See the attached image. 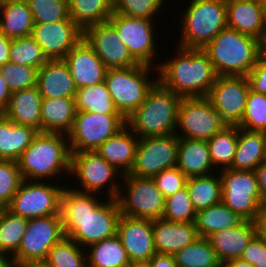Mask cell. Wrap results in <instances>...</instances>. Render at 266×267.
I'll list each match as a JSON object with an SVG mask.
<instances>
[{
	"mask_svg": "<svg viewBox=\"0 0 266 267\" xmlns=\"http://www.w3.org/2000/svg\"><path fill=\"white\" fill-rule=\"evenodd\" d=\"M138 142L139 138L125 125L100 145L95 152L125 175L129 173L134 164Z\"/></svg>",
	"mask_w": 266,
	"mask_h": 267,
	"instance_id": "cell-26",
	"label": "cell"
},
{
	"mask_svg": "<svg viewBox=\"0 0 266 267\" xmlns=\"http://www.w3.org/2000/svg\"><path fill=\"white\" fill-rule=\"evenodd\" d=\"M214 174L187 179L186 186L197 212L222 201L220 174Z\"/></svg>",
	"mask_w": 266,
	"mask_h": 267,
	"instance_id": "cell-37",
	"label": "cell"
},
{
	"mask_svg": "<svg viewBox=\"0 0 266 267\" xmlns=\"http://www.w3.org/2000/svg\"><path fill=\"white\" fill-rule=\"evenodd\" d=\"M187 5L176 46L203 49L227 27L226 0H190Z\"/></svg>",
	"mask_w": 266,
	"mask_h": 267,
	"instance_id": "cell-6",
	"label": "cell"
},
{
	"mask_svg": "<svg viewBox=\"0 0 266 267\" xmlns=\"http://www.w3.org/2000/svg\"><path fill=\"white\" fill-rule=\"evenodd\" d=\"M179 142L176 134L139 138L134 164L125 175L152 178L165 169L176 167Z\"/></svg>",
	"mask_w": 266,
	"mask_h": 267,
	"instance_id": "cell-15",
	"label": "cell"
},
{
	"mask_svg": "<svg viewBox=\"0 0 266 267\" xmlns=\"http://www.w3.org/2000/svg\"><path fill=\"white\" fill-rule=\"evenodd\" d=\"M166 0H114L113 13L133 18H157Z\"/></svg>",
	"mask_w": 266,
	"mask_h": 267,
	"instance_id": "cell-47",
	"label": "cell"
},
{
	"mask_svg": "<svg viewBox=\"0 0 266 267\" xmlns=\"http://www.w3.org/2000/svg\"><path fill=\"white\" fill-rule=\"evenodd\" d=\"M116 235L131 263L148 262L156 253L152 220L121 215Z\"/></svg>",
	"mask_w": 266,
	"mask_h": 267,
	"instance_id": "cell-20",
	"label": "cell"
},
{
	"mask_svg": "<svg viewBox=\"0 0 266 267\" xmlns=\"http://www.w3.org/2000/svg\"><path fill=\"white\" fill-rule=\"evenodd\" d=\"M262 55L266 58V36L265 39L262 41Z\"/></svg>",
	"mask_w": 266,
	"mask_h": 267,
	"instance_id": "cell-61",
	"label": "cell"
},
{
	"mask_svg": "<svg viewBox=\"0 0 266 267\" xmlns=\"http://www.w3.org/2000/svg\"><path fill=\"white\" fill-rule=\"evenodd\" d=\"M42 96L37 86L12 92L5 117L13 123L31 126L42 132Z\"/></svg>",
	"mask_w": 266,
	"mask_h": 267,
	"instance_id": "cell-27",
	"label": "cell"
},
{
	"mask_svg": "<svg viewBox=\"0 0 266 267\" xmlns=\"http://www.w3.org/2000/svg\"><path fill=\"white\" fill-rule=\"evenodd\" d=\"M175 49V57L156 64L158 81L182 98L207 97L218 76L208 54L200 48Z\"/></svg>",
	"mask_w": 266,
	"mask_h": 267,
	"instance_id": "cell-2",
	"label": "cell"
},
{
	"mask_svg": "<svg viewBox=\"0 0 266 267\" xmlns=\"http://www.w3.org/2000/svg\"><path fill=\"white\" fill-rule=\"evenodd\" d=\"M34 23H53L69 18L68 0H26Z\"/></svg>",
	"mask_w": 266,
	"mask_h": 267,
	"instance_id": "cell-45",
	"label": "cell"
},
{
	"mask_svg": "<svg viewBox=\"0 0 266 267\" xmlns=\"http://www.w3.org/2000/svg\"><path fill=\"white\" fill-rule=\"evenodd\" d=\"M237 139L238 126L226 125L217 134L207 140L210 158L217 171L231 167L236 153Z\"/></svg>",
	"mask_w": 266,
	"mask_h": 267,
	"instance_id": "cell-38",
	"label": "cell"
},
{
	"mask_svg": "<svg viewBox=\"0 0 266 267\" xmlns=\"http://www.w3.org/2000/svg\"><path fill=\"white\" fill-rule=\"evenodd\" d=\"M74 99L77 112H91L100 115H121L116 109L112 96L104 82L78 88Z\"/></svg>",
	"mask_w": 266,
	"mask_h": 267,
	"instance_id": "cell-36",
	"label": "cell"
},
{
	"mask_svg": "<svg viewBox=\"0 0 266 267\" xmlns=\"http://www.w3.org/2000/svg\"><path fill=\"white\" fill-rule=\"evenodd\" d=\"M121 180L124 186L121 183L117 197L121 215L150 220L162 218L165 198L152 178L123 175Z\"/></svg>",
	"mask_w": 266,
	"mask_h": 267,
	"instance_id": "cell-9",
	"label": "cell"
},
{
	"mask_svg": "<svg viewBox=\"0 0 266 267\" xmlns=\"http://www.w3.org/2000/svg\"><path fill=\"white\" fill-rule=\"evenodd\" d=\"M31 10L24 0H4L0 32L11 39L30 36L34 27Z\"/></svg>",
	"mask_w": 266,
	"mask_h": 267,
	"instance_id": "cell-32",
	"label": "cell"
},
{
	"mask_svg": "<svg viewBox=\"0 0 266 267\" xmlns=\"http://www.w3.org/2000/svg\"><path fill=\"white\" fill-rule=\"evenodd\" d=\"M15 260L12 256L0 254V267H13Z\"/></svg>",
	"mask_w": 266,
	"mask_h": 267,
	"instance_id": "cell-58",
	"label": "cell"
},
{
	"mask_svg": "<svg viewBox=\"0 0 266 267\" xmlns=\"http://www.w3.org/2000/svg\"><path fill=\"white\" fill-rule=\"evenodd\" d=\"M83 39L95 51L107 69L139 65L122 43L116 29L108 21L85 29Z\"/></svg>",
	"mask_w": 266,
	"mask_h": 267,
	"instance_id": "cell-19",
	"label": "cell"
},
{
	"mask_svg": "<svg viewBox=\"0 0 266 267\" xmlns=\"http://www.w3.org/2000/svg\"><path fill=\"white\" fill-rule=\"evenodd\" d=\"M128 267H150L148 262L131 263Z\"/></svg>",
	"mask_w": 266,
	"mask_h": 267,
	"instance_id": "cell-60",
	"label": "cell"
},
{
	"mask_svg": "<svg viewBox=\"0 0 266 267\" xmlns=\"http://www.w3.org/2000/svg\"><path fill=\"white\" fill-rule=\"evenodd\" d=\"M12 39L0 32V67L9 62Z\"/></svg>",
	"mask_w": 266,
	"mask_h": 267,
	"instance_id": "cell-55",
	"label": "cell"
},
{
	"mask_svg": "<svg viewBox=\"0 0 266 267\" xmlns=\"http://www.w3.org/2000/svg\"><path fill=\"white\" fill-rule=\"evenodd\" d=\"M38 70L33 67L7 62L0 67V75L11 92L36 86Z\"/></svg>",
	"mask_w": 266,
	"mask_h": 267,
	"instance_id": "cell-46",
	"label": "cell"
},
{
	"mask_svg": "<svg viewBox=\"0 0 266 267\" xmlns=\"http://www.w3.org/2000/svg\"><path fill=\"white\" fill-rule=\"evenodd\" d=\"M255 235L254 221L244 220L234 228L215 231L207 239L219 260L225 263L229 260L240 258L244 249Z\"/></svg>",
	"mask_w": 266,
	"mask_h": 267,
	"instance_id": "cell-25",
	"label": "cell"
},
{
	"mask_svg": "<svg viewBox=\"0 0 266 267\" xmlns=\"http://www.w3.org/2000/svg\"><path fill=\"white\" fill-rule=\"evenodd\" d=\"M43 181L23 180L6 208L28 220L60 213L64 186Z\"/></svg>",
	"mask_w": 266,
	"mask_h": 267,
	"instance_id": "cell-12",
	"label": "cell"
},
{
	"mask_svg": "<svg viewBox=\"0 0 266 267\" xmlns=\"http://www.w3.org/2000/svg\"><path fill=\"white\" fill-rule=\"evenodd\" d=\"M157 188L162 192L164 198L173 195L177 191L186 187L187 177L176 166L165 169L152 177Z\"/></svg>",
	"mask_w": 266,
	"mask_h": 267,
	"instance_id": "cell-49",
	"label": "cell"
},
{
	"mask_svg": "<svg viewBox=\"0 0 266 267\" xmlns=\"http://www.w3.org/2000/svg\"><path fill=\"white\" fill-rule=\"evenodd\" d=\"M86 251L87 267H128L131 261L119 237L103 239L88 246Z\"/></svg>",
	"mask_w": 266,
	"mask_h": 267,
	"instance_id": "cell-34",
	"label": "cell"
},
{
	"mask_svg": "<svg viewBox=\"0 0 266 267\" xmlns=\"http://www.w3.org/2000/svg\"><path fill=\"white\" fill-rule=\"evenodd\" d=\"M153 69L158 71L144 64L107 69L104 83L116 109L125 119L144 102L147 93L158 81V77H150Z\"/></svg>",
	"mask_w": 266,
	"mask_h": 267,
	"instance_id": "cell-7",
	"label": "cell"
},
{
	"mask_svg": "<svg viewBox=\"0 0 266 267\" xmlns=\"http://www.w3.org/2000/svg\"><path fill=\"white\" fill-rule=\"evenodd\" d=\"M68 6L70 18L84 31L108 21L114 0H68Z\"/></svg>",
	"mask_w": 266,
	"mask_h": 267,
	"instance_id": "cell-35",
	"label": "cell"
},
{
	"mask_svg": "<svg viewBox=\"0 0 266 267\" xmlns=\"http://www.w3.org/2000/svg\"><path fill=\"white\" fill-rule=\"evenodd\" d=\"M196 214L187 186L165 198L162 219L177 223L195 222Z\"/></svg>",
	"mask_w": 266,
	"mask_h": 267,
	"instance_id": "cell-43",
	"label": "cell"
},
{
	"mask_svg": "<svg viewBox=\"0 0 266 267\" xmlns=\"http://www.w3.org/2000/svg\"><path fill=\"white\" fill-rule=\"evenodd\" d=\"M5 116V107L0 103V117Z\"/></svg>",
	"mask_w": 266,
	"mask_h": 267,
	"instance_id": "cell-62",
	"label": "cell"
},
{
	"mask_svg": "<svg viewBox=\"0 0 266 267\" xmlns=\"http://www.w3.org/2000/svg\"><path fill=\"white\" fill-rule=\"evenodd\" d=\"M250 90L266 94V58L261 55L257 60L256 65L246 75Z\"/></svg>",
	"mask_w": 266,
	"mask_h": 267,
	"instance_id": "cell-51",
	"label": "cell"
},
{
	"mask_svg": "<svg viewBox=\"0 0 266 267\" xmlns=\"http://www.w3.org/2000/svg\"><path fill=\"white\" fill-rule=\"evenodd\" d=\"M12 92L10 91L6 81L0 75V103L6 108Z\"/></svg>",
	"mask_w": 266,
	"mask_h": 267,
	"instance_id": "cell-56",
	"label": "cell"
},
{
	"mask_svg": "<svg viewBox=\"0 0 266 267\" xmlns=\"http://www.w3.org/2000/svg\"><path fill=\"white\" fill-rule=\"evenodd\" d=\"M36 86L43 99L75 98L77 92L64 59L48 60L37 72Z\"/></svg>",
	"mask_w": 266,
	"mask_h": 267,
	"instance_id": "cell-24",
	"label": "cell"
},
{
	"mask_svg": "<svg viewBox=\"0 0 266 267\" xmlns=\"http://www.w3.org/2000/svg\"><path fill=\"white\" fill-rule=\"evenodd\" d=\"M266 159V133L238 127L237 148L230 169L254 171Z\"/></svg>",
	"mask_w": 266,
	"mask_h": 267,
	"instance_id": "cell-29",
	"label": "cell"
},
{
	"mask_svg": "<svg viewBox=\"0 0 266 267\" xmlns=\"http://www.w3.org/2000/svg\"><path fill=\"white\" fill-rule=\"evenodd\" d=\"M203 50L218 76H246L262 55V41L225 27Z\"/></svg>",
	"mask_w": 266,
	"mask_h": 267,
	"instance_id": "cell-4",
	"label": "cell"
},
{
	"mask_svg": "<svg viewBox=\"0 0 266 267\" xmlns=\"http://www.w3.org/2000/svg\"><path fill=\"white\" fill-rule=\"evenodd\" d=\"M156 253L174 255L199 238L195 222L152 220Z\"/></svg>",
	"mask_w": 266,
	"mask_h": 267,
	"instance_id": "cell-23",
	"label": "cell"
},
{
	"mask_svg": "<svg viewBox=\"0 0 266 267\" xmlns=\"http://www.w3.org/2000/svg\"><path fill=\"white\" fill-rule=\"evenodd\" d=\"M258 190L261 197L266 201V159L255 168Z\"/></svg>",
	"mask_w": 266,
	"mask_h": 267,
	"instance_id": "cell-53",
	"label": "cell"
},
{
	"mask_svg": "<svg viewBox=\"0 0 266 267\" xmlns=\"http://www.w3.org/2000/svg\"><path fill=\"white\" fill-rule=\"evenodd\" d=\"M222 267H254V266L251 263L243 261L241 258H238L222 263Z\"/></svg>",
	"mask_w": 266,
	"mask_h": 267,
	"instance_id": "cell-57",
	"label": "cell"
},
{
	"mask_svg": "<svg viewBox=\"0 0 266 267\" xmlns=\"http://www.w3.org/2000/svg\"><path fill=\"white\" fill-rule=\"evenodd\" d=\"M227 27L261 41L266 36L263 0H226Z\"/></svg>",
	"mask_w": 266,
	"mask_h": 267,
	"instance_id": "cell-21",
	"label": "cell"
},
{
	"mask_svg": "<svg viewBox=\"0 0 266 267\" xmlns=\"http://www.w3.org/2000/svg\"><path fill=\"white\" fill-rule=\"evenodd\" d=\"M85 251L73 239L64 236L53 245L43 263L47 267H87Z\"/></svg>",
	"mask_w": 266,
	"mask_h": 267,
	"instance_id": "cell-41",
	"label": "cell"
},
{
	"mask_svg": "<svg viewBox=\"0 0 266 267\" xmlns=\"http://www.w3.org/2000/svg\"><path fill=\"white\" fill-rule=\"evenodd\" d=\"M37 133L31 126L0 117V160L18 161Z\"/></svg>",
	"mask_w": 266,
	"mask_h": 267,
	"instance_id": "cell-30",
	"label": "cell"
},
{
	"mask_svg": "<svg viewBox=\"0 0 266 267\" xmlns=\"http://www.w3.org/2000/svg\"><path fill=\"white\" fill-rule=\"evenodd\" d=\"M225 126L207 97L182 98L176 127L179 138L207 141Z\"/></svg>",
	"mask_w": 266,
	"mask_h": 267,
	"instance_id": "cell-14",
	"label": "cell"
},
{
	"mask_svg": "<svg viewBox=\"0 0 266 267\" xmlns=\"http://www.w3.org/2000/svg\"><path fill=\"white\" fill-rule=\"evenodd\" d=\"M240 258L251 263L254 267H266V243L255 235Z\"/></svg>",
	"mask_w": 266,
	"mask_h": 267,
	"instance_id": "cell-50",
	"label": "cell"
},
{
	"mask_svg": "<svg viewBox=\"0 0 266 267\" xmlns=\"http://www.w3.org/2000/svg\"><path fill=\"white\" fill-rule=\"evenodd\" d=\"M74 98L43 99L41 104L42 132L68 134L76 115Z\"/></svg>",
	"mask_w": 266,
	"mask_h": 267,
	"instance_id": "cell-31",
	"label": "cell"
},
{
	"mask_svg": "<svg viewBox=\"0 0 266 267\" xmlns=\"http://www.w3.org/2000/svg\"><path fill=\"white\" fill-rule=\"evenodd\" d=\"M17 162L23 179L28 181L59 179L64 172L70 174L71 152L67 135L38 132Z\"/></svg>",
	"mask_w": 266,
	"mask_h": 267,
	"instance_id": "cell-3",
	"label": "cell"
},
{
	"mask_svg": "<svg viewBox=\"0 0 266 267\" xmlns=\"http://www.w3.org/2000/svg\"><path fill=\"white\" fill-rule=\"evenodd\" d=\"M256 235L266 243V204L261 208L260 212L254 220Z\"/></svg>",
	"mask_w": 266,
	"mask_h": 267,
	"instance_id": "cell-54",
	"label": "cell"
},
{
	"mask_svg": "<svg viewBox=\"0 0 266 267\" xmlns=\"http://www.w3.org/2000/svg\"><path fill=\"white\" fill-rule=\"evenodd\" d=\"M108 22L116 29L122 43L139 64L157 68L153 60L157 57L156 52L159 53L156 51L158 44L155 41L157 37L153 19L133 18L112 12Z\"/></svg>",
	"mask_w": 266,
	"mask_h": 267,
	"instance_id": "cell-13",
	"label": "cell"
},
{
	"mask_svg": "<svg viewBox=\"0 0 266 267\" xmlns=\"http://www.w3.org/2000/svg\"><path fill=\"white\" fill-rule=\"evenodd\" d=\"M64 60L77 89L104 82L107 68L84 39L66 55Z\"/></svg>",
	"mask_w": 266,
	"mask_h": 267,
	"instance_id": "cell-22",
	"label": "cell"
},
{
	"mask_svg": "<svg viewBox=\"0 0 266 267\" xmlns=\"http://www.w3.org/2000/svg\"><path fill=\"white\" fill-rule=\"evenodd\" d=\"M13 267H47L43 262H17L15 261Z\"/></svg>",
	"mask_w": 266,
	"mask_h": 267,
	"instance_id": "cell-59",
	"label": "cell"
},
{
	"mask_svg": "<svg viewBox=\"0 0 266 267\" xmlns=\"http://www.w3.org/2000/svg\"><path fill=\"white\" fill-rule=\"evenodd\" d=\"M181 100L157 81L144 102L126 119V125L138 138L176 134Z\"/></svg>",
	"mask_w": 266,
	"mask_h": 267,
	"instance_id": "cell-5",
	"label": "cell"
},
{
	"mask_svg": "<svg viewBox=\"0 0 266 267\" xmlns=\"http://www.w3.org/2000/svg\"><path fill=\"white\" fill-rule=\"evenodd\" d=\"M95 195L72 189L71 186H64L61 194L60 213L64 234L84 249L116 235L121 216L117 199L99 201V195Z\"/></svg>",
	"mask_w": 266,
	"mask_h": 267,
	"instance_id": "cell-1",
	"label": "cell"
},
{
	"mask_svg": "<svg viewBox=\"0 0 266 267\" xmlns=\"http://www.w3.org/2000/svg\"><path fill=\"white\" fill-rule=\"evenodd\" d=\"M3 3H4V0H0V14H1V11H2Z\"/></svg>",
	"mask_w": 266,
	"mask_h": 267,
	"instance_id": "cell-64",
	"label": "cell"
},
{
	"mask_svg": "<svg viewBox=\"0 0 266 267\" xmlns=\"http://www.w3.org/2000/svg\"><path fill=\"white\" fill-rule=\"evenodd\" d=\"M264 14H265V26H266V0H264Z\"/></svg>",
	"mask_w": 266,
	"mask_h": 267,
	"instance_id": "cell-63",
	"label": "cell"
},
{
	"mask_svg": "<svg viewBox=\"0 0 266 267\" xmlns=\"http://www.w3.org/2000/svg\"><path fill=\"white\" fill-rule=\"evenodd\" d=\"M31 36L48 60L64 59L83 39V30L69 17L53 23H35Z\"/></svg>",
	"mask_w": 266,
	"mask_h": 267,
	"instance_id": "cell-18",
	"label": "cell"
},
{
	"mask_svg": "<svg viewBox=\"0 0 266 267\" xmlns=\"http://www.w3.org/2000/svg\"><path fill=\"white\" fill-rule=\"evenodd\" d=\"M249 90L246 76H217L207 98L226 125H238L243 118Z\"/></svg>",
	"mask_w": 266,
	"mask_h": 267,
	"instance_id": "cell-17",
	"label": "cell"
},
{
	"mask_svg": "<svg viewBox=\"0 0 266 267\" xmlns=\"http://www.w3.org/2000/svg\"><path fill=\"white\" fill-rule=\"evenodd\" d=\"M177 167L187 178L206 176L217 172L212 164L206 140L180 138Z\"/></svg>",
	"mask_w": 266,
	"mask_h": 267,
	"instance_id": "cell-28",
	"label": "cell"
},
{
	"mask_svg": "<svg viewBox=\"0 0 266 267\" xmlns=\"http://www.w3.org/2000/svg\"><path fill=\"white\" fill-rule=\"evenodd\" d=\"M17 161L0 160V205L6 207L23 182Z\"/></svg>",
	"mask_w": 266,
	"mask_h": 267,
	"instance_id": "cell-48",
	"label": "cell"
},
{
	"mask_svg": "<svg viewBox=\"0 0 266 267\" xmlns=\"http://www.w3.org/2000/svg\"><path fill=\"white\" fill-rule=\"evenodd\" d=\"M222 202L243 219L254 221L266 201L261 197L255 171L223 169L219 172Z\"/></svg>",
	"mask_w": 266,
	"mask_h": 267,
	"instance_id": "cell-10",
	"label": "cell"
},
{
	"mask_svg": "<svg viewBox=\"0 0 266 267\" xmlns=\"http://www.w3.org/2000/svg\"><path fill=\"white\" fill-rule=\"evenodd\" d=\"M245 219L233 212L222 201L196 214L195 225L199 237L207 238L215 231L231 229L240 225Z\"/></svg>",
	"mask_w": 266,
	"mask_h": 267,
	"instance_id": "cell-33",
	"label": "cell"
},
{
	"mask_svg": "<svg viewBox=\"0 0 266 267\" xmlns=\"http://www.w3.org/2000/svg\"><path fill=\"white\" fill-rule=\"evenodd\" d=\"M173 257L178 267H222L209 240L204 237L197 238Z\"/></svg>",
	"mask_w": 266,
	"mask_h": 267,
	"instance_id": "cell-39",
	"label": "cell"
},
{
	"mask_svg": "<svg viewBox=\"0 0 266 267\" xmlns=\"http://www.w3.org/2000/svg\"><path fill=\"white\" fill-rule=\"evenodd\" d=\"M70 175L78 178L79 181L78 188L73 187V189L98 195L105 192L108 195L105 198L113 199L118 197L121 188L119 183L122 182L119 180L123 176L119 170L107 163L95 151L71 153ZM105 187L108 189V193L106 189L104 191ZM101 190L103 191L101 192Z\"/></svg>",
	"mask_w": 266,
	"mask_h": 267,
	"instance_id": "cell-8",
	"label": "cell"
},
{
	"mask_svg": "<svg viewBox=\"0 0 266 267\" xmlns=\"http://www.w3.org/2000/svg\"><path fill=\"white\" fill-rule=\"evenodd\" d=\"M150 267H178L173 255L155 253L148 261Z\"/></svg>",
	"mask_w": 266,
	"mask_h": 267,
	"instance_id": "cell-52",
	"label": "cell"
},
{
	"mask_svg": "<svg viewBox=\"0 0 266 267\" xmlns=\"http://www.w3.org/2000/svg\"><path fill=\"white\" fill-rule=\"evenodd\" d=\"M64 236L61 214L31 219L20 247L12 257L17 262H44L53 245Z\"/></svg>",
	"mask_w": 266,
	"mask_h": 267,
	"instance_id": "cell-16",
	"label": "cell"
},
{
	"mask_svg": "<svg viewBox=\"0 0 266 267\" xmlns=\"http://www.w3.org/2000/svg\"><path fill=\"white\" fill-rule=\"evenodd\" d=\"M125 125L126 119L122 115L76 112L73 126L67 134L70 152L96 151Z\"/></svg>",
	"mask_w": 266,
	"mask_h": 267,
	"instance_id": "cell-11",
	"label": "cell"
},
{
	"mask_svg": "<svg viewBox=\"0 0 266 267\" xmlns=\"http://www.w3.org/2000/svg\"><path fill=\"white\" fill-rule=\"evenodd\" d=\"M237 126L246 131L266 133V94L249 90L243 118Z\"/></svg>",
	"mask_w": 266,
	"mask_h": 267,
	"instance_id": "cell-44",
	"label": "cell"
},
{
	"mask_svg": "<svg viewBox=\"0 0 266 267\" xmlns=\"http://www.w3.org/2000/svg\"><path fill=\"white\" fill-rule=\"evenodd\" d=\"M47 61L41 47L31 35L12 39L9 62L39 70Z\"/></svg>",
	"mask_w": 266,
	"mask_h": 267,
	"instance_id": "cell-42",
	"label": "cell"
},
{
	"mask_svg": "<svg viewBox=\"0 0 266 267\" xmlns=\"http://www.w3.org/2000/svg\"><path fill=\"white\" fill-rule=\"evenodd\" d=\"M28 219L3 207L0 212V254L13 256L26 232Z\"/></svg>",
	"mask_w": 266,
	"mask_h": 267,
	"instance_id": "cell-40",
	"label": "cell"
}]
</instances>
